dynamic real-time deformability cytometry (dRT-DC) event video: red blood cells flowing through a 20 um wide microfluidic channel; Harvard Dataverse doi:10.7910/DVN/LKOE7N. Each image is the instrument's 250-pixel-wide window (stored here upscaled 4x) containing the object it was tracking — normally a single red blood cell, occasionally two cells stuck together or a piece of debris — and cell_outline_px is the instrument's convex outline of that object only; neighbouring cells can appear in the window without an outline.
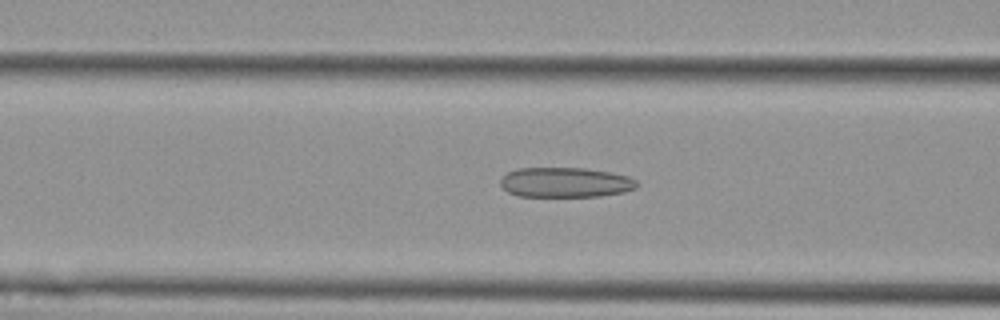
{"species": "Egyptian fruit bat (a non-hibernating species)", "species_latin": "Rousettus aegyptiacus", "temperature_condition": "cold", "stored_images_in_passage": 46, "camera_frame_rate_fps": 3000, "um_per_image_px": 0.085, "animal": {"sex": "female"}, "frame": {"image": 1, "passage_image": 14, "time_ms": 4.333, "image_size_px": [1000, 320], "cell_outline_px": [[636, 188], [624, 192], [600, 196], [520, 196], [508, 192], [500, 184], [500, 180], [508, 172], [516, 168], [584, 168], [612, 172], [628, 176], [636, 180]], "centroid_in_image_um": [48.06, 15.5], "position_along_channel_um": 118.5, "area_um2": 23.76}}
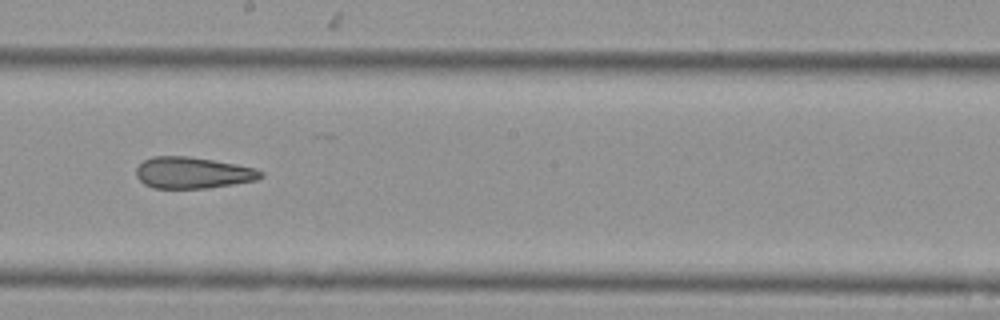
{"frame": {"image": 2, "passage_image": 23, "time_ms": 7.333, "image_size_px": [1000, 320], "cell_outline_px": [[264, 176], [256, 180], [208, 188], [152, 188], [144, 184], [136, 176], [136, 168], [144, 160], [152, 156], [188, 156], [236, 164], [256, 168], [264, 172]], "centroid_in_image_um": [16.38, 14.68], "position_along_channel_um": 231.8, "area_um2": 22.83}}
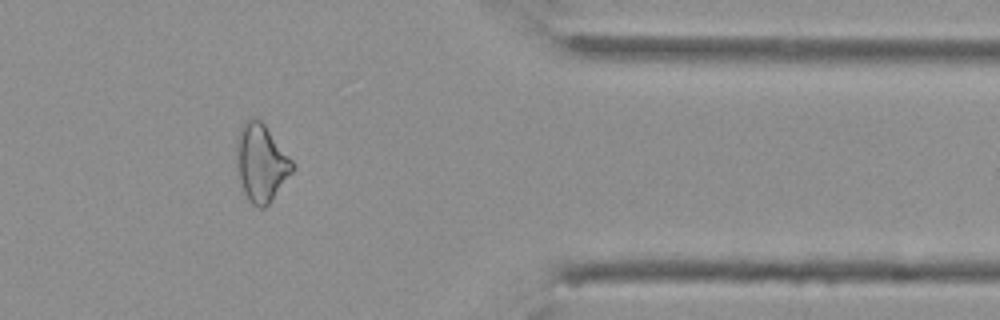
{"frame": {"image": 3, "passage_image": 37, "time_ms": 12.0, "image_size_px": [1000, 320], "cell_outline_px": [[292, 172], [268, 204], [264, 208], [260, 208], [252, 204], [248, 200], [244, 192], [240, 180], [236, 164], [236, 136], [244, 120], [252, 116], [260, 120], [264, 124], [292, 160]], "centroid_in_image_um": [22.15, 13.8], "position_along_channel_um": 389.3, "area_um2": 25.03}, "authors_computed_cell_mechanics": {"area_um2": 24.7095, "velocity_mm_per_s": 3.785, "shape_relaxation_time_tau1_ms": null, "shape_relaxation_time_tau2_ms": 4.0469, "deformation_change_tau1": null, "deformation_change_tau2": 0.1485}}